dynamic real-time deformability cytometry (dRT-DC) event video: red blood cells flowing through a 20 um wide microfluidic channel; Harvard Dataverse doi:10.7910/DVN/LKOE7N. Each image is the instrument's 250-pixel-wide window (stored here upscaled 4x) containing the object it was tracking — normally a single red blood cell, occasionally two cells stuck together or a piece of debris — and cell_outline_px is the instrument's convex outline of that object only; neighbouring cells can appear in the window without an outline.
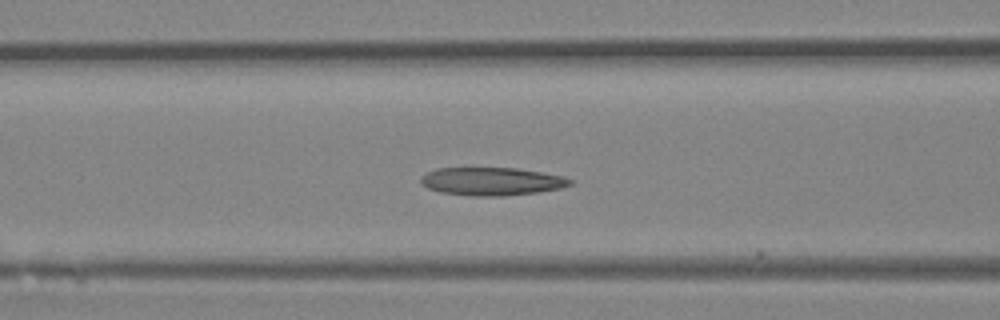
{"species": "Egyptian fruit bat (a non-hibernating species)", "species_latin": "Rousettus aegyptiacus", "temperature_condition": "room temperature", "stored_images_in_passage": 18, "camera_frame_rate_fps": 3000, "um_per_image_px": 0.085, "animal": {"sex": "female"}, "frame": {"image": 1, "passage_image": 17, "time_ms": 5.333, "image_size_px": [1000, 320], "cell_outline_px": [[572, 184], [560, 188], [536, 192], [504, 196], [468, 196], [440, 192], [428, 188], [420, 184], [420, 176], [436, 168], [516, 168], [540, 172], [560, 176], [572, 180]], "centroid_in_image_um": [41.72, 15.42], "position_along_channel_um": 124.9, "area_um2": 24.33}}